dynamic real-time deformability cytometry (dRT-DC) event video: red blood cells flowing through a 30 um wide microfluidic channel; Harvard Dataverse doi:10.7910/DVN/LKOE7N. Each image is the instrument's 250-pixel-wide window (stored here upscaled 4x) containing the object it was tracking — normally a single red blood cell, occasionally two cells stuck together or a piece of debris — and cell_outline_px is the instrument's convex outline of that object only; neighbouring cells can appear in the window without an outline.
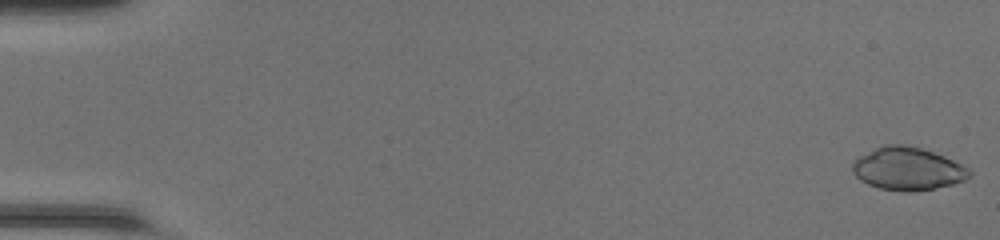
{"species": "common noctule bat (a hibernating species)", "species_latin": "Nyctalus noctula", "temperature_condition": "room temperature", "stored_images_in_passage": 49, "camera_frame_rate_fps": 3000, "um_per_image_px": 0.085, "animal": {"sex": "female", "body_mass_g": 20.0, "forearm_length_mm": 54.0}, "frame": {"image": 1, "passage_image": 1, "time_ms": 0.0, "image_size_px": [1000, 240], "cell_outline_px": [[972, 176], [964, 180], [952, 184], [932, 188], [908, 192], [904, 192], [880, 188], [868, 184], [860, 180], [852, 172], [852, 164], [860, 156], [884, 144], [904, 144], [920, 148], [944, 156], [968, 168], [972, 172]], "centroid_in_image_um": [77.15, 14.34], "position_along_channel_um": 7.9, "area_um2": 28.9}}
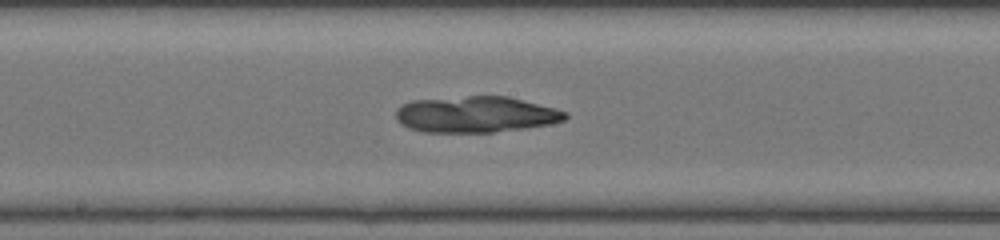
{"frame": {"image": 2, "passage_image": 27, "time_ms": 8.667, "image_size_px": [1000, 240], "cell_outline_px": [[568, 116], [564, 120], [552, 124], [524, 128], [492, 132], [424, 132], [408, 128], [400, 124], [396, 120], [396, 108], [400, 104], [412, 100], [468, 96], [508, 96], [556, 108], [568, 112]], "centroid_in_image_um": [40.43, 9.72], "position_along_channel_um": 207.8, "area_um2": 36.01}}
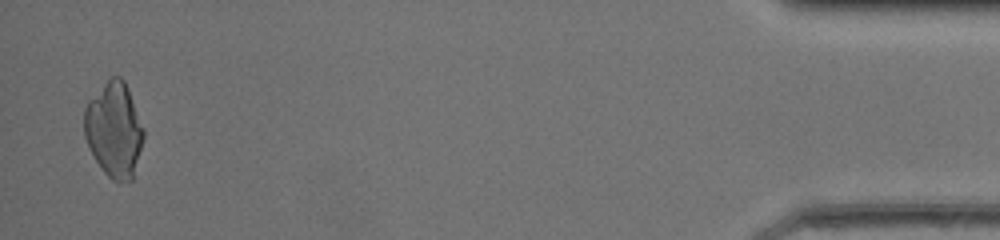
{"frame": {"image": 3, "passage_image": 48, "time_ms": 15.667, "image_size_px": [1000, 240], "cell_outline_px": [[144, 140], [132, 180], [120, 184], [112, 180], [104, 172], [88, 148], [84, 136], [84, 108], [88, 100], [112, 76], [120, 76], [124, 80], [144, 128]], "centroid_in_image_um": [9.7, 11.06], "position_along_channel_um": 425.5, "area_um2": 33.0}}